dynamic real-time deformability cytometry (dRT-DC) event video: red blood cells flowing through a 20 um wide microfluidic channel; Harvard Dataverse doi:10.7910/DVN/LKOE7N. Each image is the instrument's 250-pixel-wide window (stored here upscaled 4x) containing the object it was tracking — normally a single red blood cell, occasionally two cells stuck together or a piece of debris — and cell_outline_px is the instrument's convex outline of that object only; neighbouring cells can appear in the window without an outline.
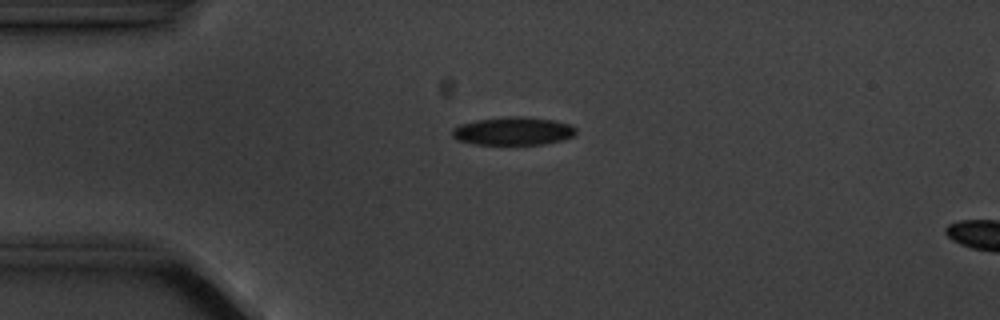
{"species": "common noctule bat (a hibernating species)", "species_latin": "Nyctalus noctula", "temperature_condition": "cold", "stored_images_in_passage": 6, "camera_frame_rate_fps": 3000, "um_per_image_px": 0.085, "animal": {"sex": "male", "body_mass_g": 20.1, "forearm_length_mm": 53.5}, "frame": {"image": 1, "passage_image": 4, "time_ms": 3.333, "image_size_px": [1000, 320], "cell_outline_px": [[576, 132], [572, 136], [564, 140], [544, 144], [476, 144], [456, 140], [452, 136], [452, 128], [460, 124], [476, 120], [508, 116], [524, 116], [556, 120], [572, 124], [576, 128]], "centroid_in_image_um": [43.64, 11.13], "position_along_channel_um": 41.4, "area_um2": 20.52}}